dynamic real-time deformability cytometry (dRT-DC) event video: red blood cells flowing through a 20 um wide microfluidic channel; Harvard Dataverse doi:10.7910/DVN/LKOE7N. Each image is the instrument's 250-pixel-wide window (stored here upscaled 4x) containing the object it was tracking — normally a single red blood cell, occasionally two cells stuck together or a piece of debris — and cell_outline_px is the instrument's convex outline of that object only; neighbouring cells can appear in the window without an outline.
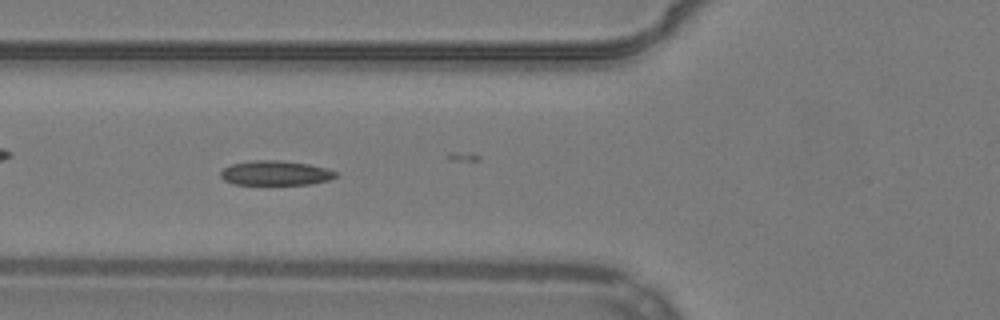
{"species": "common noctule bat (a hibernating species)", "species_latin": "Nyctalus noctula", "temperature_condition": "warm", "stored_images_in_passage": 54, "camera_frame_rate_fps": 3000, "um_per_image_px": 0.085, "animal": {"sex": "male", "body_mass_g": 19.2, "forearm_length_mm": 51.8}, "frame": {"image": 1, "passage_image": 20, "time_ms": 6.333, "image_size_px": [1000, 320], "cell_outline_px": [[336, 176], [328, 180], [312, 184], [236, 184], [224, 180], [220, 176], [220, 172], [224, 168], [232, 164], [252, 160], [280, 160], [308, 164], [328, 168], [336, 172]], "centroid_in_image_um": [23.42, 14.7], "position_along_channel_um": 102.4, "area_um2": 16.42}}
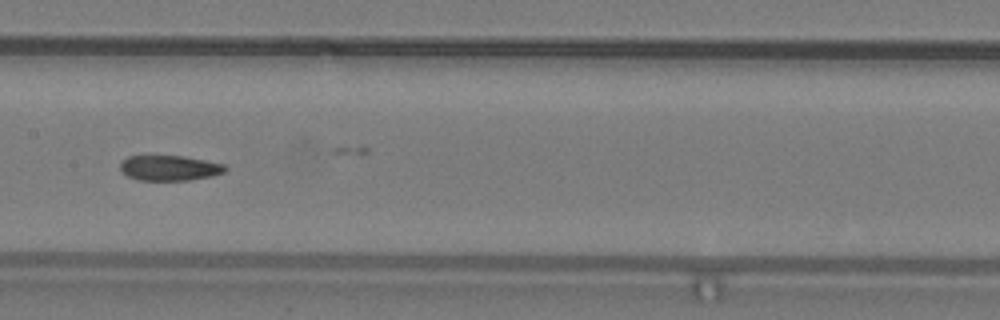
{"frame": {"image": 2, "passage_image": 27, "time_ms": 8.667, "image_size_px": [1000, 320], "cell_outline_px": [[228, 168], [224, 172], [212, 176], [188, 180], [136, 180], [128, 176], [120, 168], [120, 160], [128, 156], [184, 156], [224, 164]], "centroid_in_image_um": [14.39, 14.27], "position_along_channel_um": 193.0, "area_um2": 15.43}}
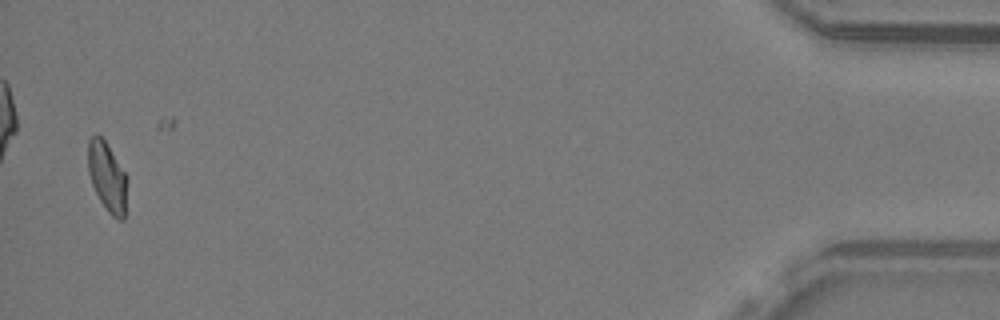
{"frame": {"image": 3, "passage_image": 52, "time_ms": 17.0, "image_size_px": [1000, 320], "cell_outline_px": [[128, 180], [124, 220], [120, 220], [112, 216], [108, 212], [100, 200], [92, 184], [88, 172], [88, 140], [96, 132], [104, 140], [128, 176]], "centroid_in_image_um": [9.13, 15.04], "position_along_channel_um": 426.1, "area_um2": 15.95}, "authors_computed_cell_mechanics": {"area_um2": 16.4152, "velocity_mm_per_s": 3.8715, "shape_relaxation_time_tau1_ms": null, "shape_relaxation_time_tau2_ms": 3.5642, "deformation_change_tau1": null, "deformation_change_tau2": 0.0488}}